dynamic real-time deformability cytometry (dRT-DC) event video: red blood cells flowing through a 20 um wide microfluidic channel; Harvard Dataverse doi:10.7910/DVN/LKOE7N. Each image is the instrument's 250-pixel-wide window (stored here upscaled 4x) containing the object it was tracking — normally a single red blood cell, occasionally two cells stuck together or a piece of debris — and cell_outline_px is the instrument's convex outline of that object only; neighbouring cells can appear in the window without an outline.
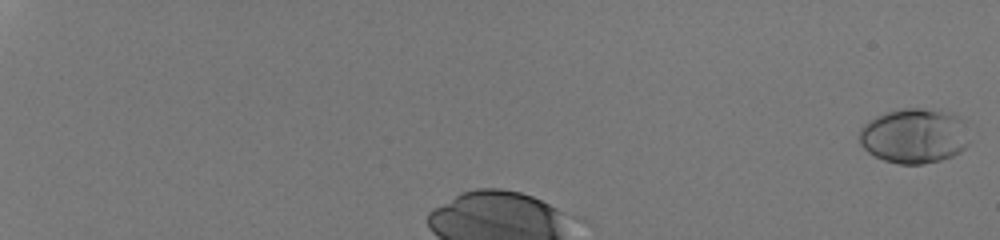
{"species": "human", "species_latin": "Homo sapiens", "temperature_condition": "room temperature", "stored_images_in_passage": 32, "camera_frame_rate_fps": 3000, "um_per_image_px": 0.085, "donor": {"sex": "male"}, "frame": {"image": 1, "passage_image": 1, "time_ms": 0.0, "image_size_px": [1000, 240], "cell_outline_px": [[968, 144], [960, 152], [952, 156], [940, 160], [924, 164], [900, 164], [884, 160], [868, 152], [860, 144], [860, 128], [868, 120], [884, 112], [904, 108], [920, 108], [948, 112], [968, 120]], "centroid_in_image_um": [77.74, 11.53], "position_along_channel_um": 7.3, "area_um2": 35.66}}
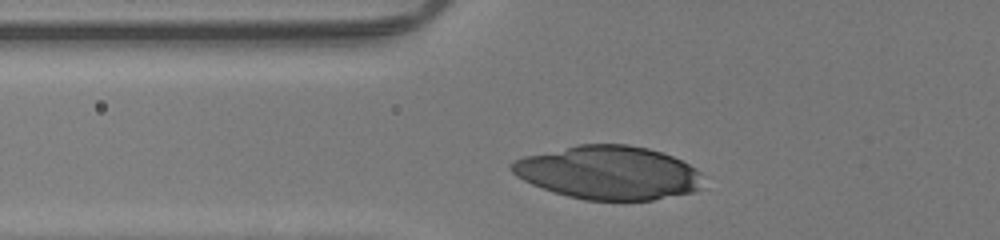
{"frame": {"image": 2, "passage_image": 9, "time_ms": 2.667, "image_size_px": [1000, 240], "cell_outline_px": [[704, 188], [692, 192], [652, 200], [584, 200], [568, 196], [532, 184], [516, 176], [508, 168], [508, 164], [512, 160], [524, 156], [576, 144], [628, 144], [648, 148], [672, 156], [696, 168], [700, 172]], "centroid_in_image_um": [51.71, 14.67], "position_along_channel_um": 74.1, "area_um2": 59.94}}